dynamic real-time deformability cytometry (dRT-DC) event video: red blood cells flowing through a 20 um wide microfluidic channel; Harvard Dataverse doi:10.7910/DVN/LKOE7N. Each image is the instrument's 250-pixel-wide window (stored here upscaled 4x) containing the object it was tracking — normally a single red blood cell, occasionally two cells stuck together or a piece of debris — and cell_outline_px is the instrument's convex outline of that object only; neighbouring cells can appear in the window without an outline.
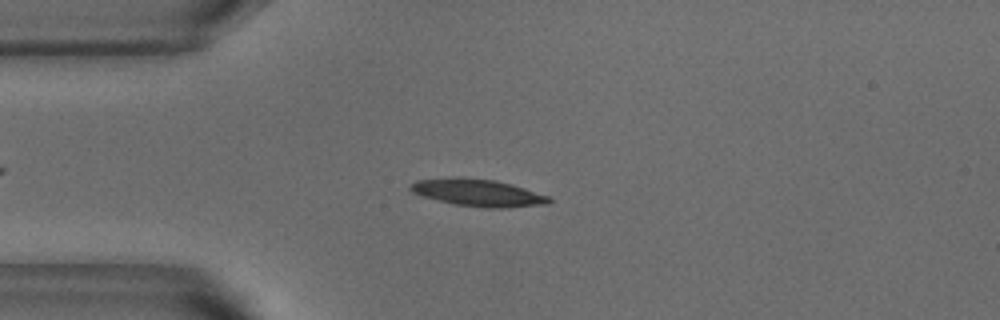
{"species": "common noctule bat (a hibernating species)", "species_latin": "Nyctalus noctula", "temperature_condition": "warm", "stored_images_in_passage": 52, "camera_frame_rate_fps": 3000, "um_per_image_px": 0.085, "animal": {"sex": "male", "body_mass_g": 18.8}, "frame": {"image": 1, "passage_image": 12, "time_ms": 3.667, "image_size_px": [1000, 320], "cell_outline_px": [[552, 200], [548, 204], [508, 208], [488, 208], [456, 204], [424, 196], [412, 192], [408, 188], [416, 180], [452, 176], [460, 176], [496, 180], [512, 184], [548, 196]], "centroid_in_image_um": [40.63, 16.36], "position_along_channel_um": 44.4, "area_um2": 22.02}}
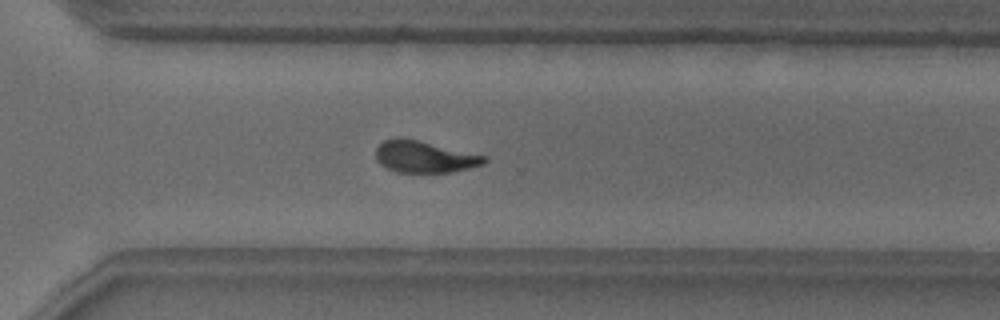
{"frame": {"image": 2, "passage_image": 36, "time_ms": 11.667, "image_size_px": [1000, 320], "cell_outline_px": [[488, 160], [484, 164], [452, 172], [396, 172], [380, 164], [376, 160], [376, 148], [384, 140], [416, 140], [488, 156]], "centroid_in_image_um": [36.12, 13.36], "position_along_channel_um": 334.5, "area_um2": 19.54}}
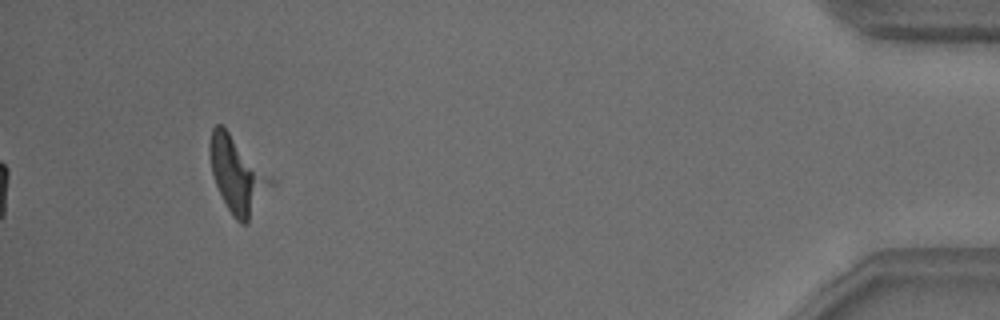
{"frame": {"image": 3, "passage_image": 48, "time_ms": 15.667, "image_size_px": [1000, 320], "cell_outline_px": [[276, 184], [248, 220], [244, 224], [240, 224], [232, 216], [216, 184], [212, 172], [208, 152], [208, 144], [212, 128], [216, 124], [220, 124], [276, 180]], "centroid_in_image_um": [20.2, 14.87], "position_along_channel_um": 415.0, "area_um2": 26.76}, "authors_computed_cell_mechanics": {"area_um2": 20.5768, "velocity_mm_per_s": 3.7963, "shape_relaxation_time_tau1_ms": null, "shape_relaxation_time_tau2_ms": 3.0652, "deformation_change_tau1": null, "deformation_change_tau2": 0.0968}}